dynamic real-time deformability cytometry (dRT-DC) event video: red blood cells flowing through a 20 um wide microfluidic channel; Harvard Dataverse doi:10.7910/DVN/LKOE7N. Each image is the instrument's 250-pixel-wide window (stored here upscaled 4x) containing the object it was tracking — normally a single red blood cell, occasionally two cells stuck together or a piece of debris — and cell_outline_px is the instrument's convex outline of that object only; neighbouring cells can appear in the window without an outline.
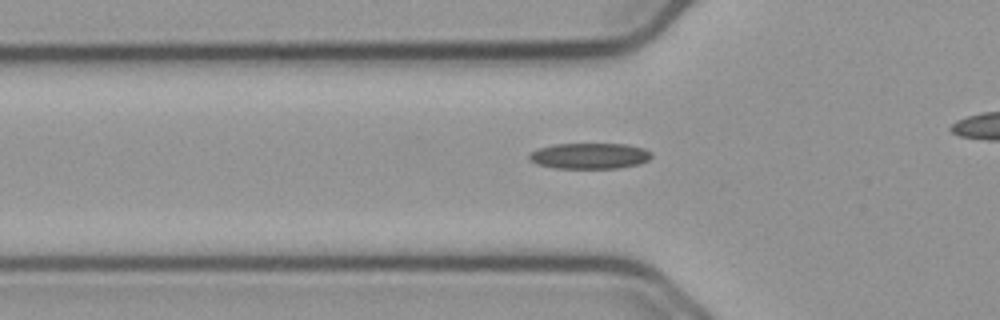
{"species": "common noctule bat (a hibernating species)", "species_latin": "Nyctalus noctula", "temperature_condition": "cold", "stored_images_in_passage": 33, "camera_frame_rate_fps": 3000, "um_per_image_px": 0.085, "animal": {"sex": "male", "body_mass_g": 23.1, "forearm_length_mm": 52.7}, "frame": {"image": 1, "passage_image": 7, "time_ms": 2.0, "image_size_px": [1000, 320], "cell_outline_px": [[652, 156], [648, 160], [640, 164], [620, 168], [556, 168], [536, 164], [528, 156], [532, 152], [540, 148], [552, 144], [624, 144], [644, 148], [652, 152]], "centroid_in_image_um": [50.16, 13.25], "position_along_channel_um": 75.6, "area_um2": 18.38}}
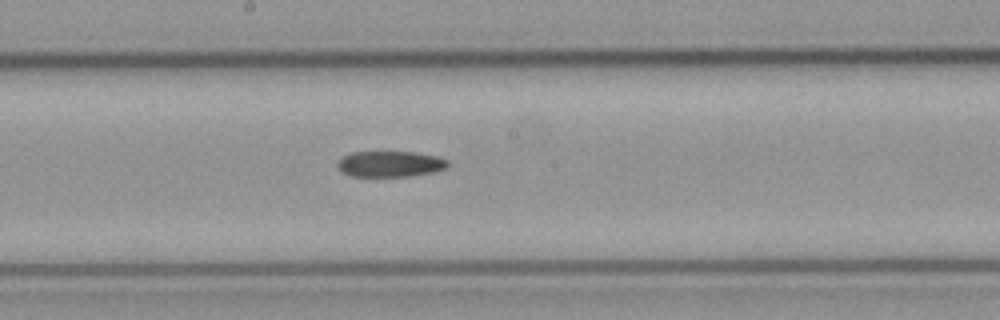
{"frame": {"image": 2, "passage_image": 18, "time_ms": 5.667, "image_size_px": [1000, 320], "cell_outline_px": [[448, 164], [444, 168], [432, 172], [408, 176], [352, 176], [340, 172], [336, 168], [336, 160], [352, 152], [412, 152], [436, 156], [448, 160]], "centroid_in_image_um": [33.07, 13.93], "position_along_channel_um": 215.1, "area_um2": 16.59}}
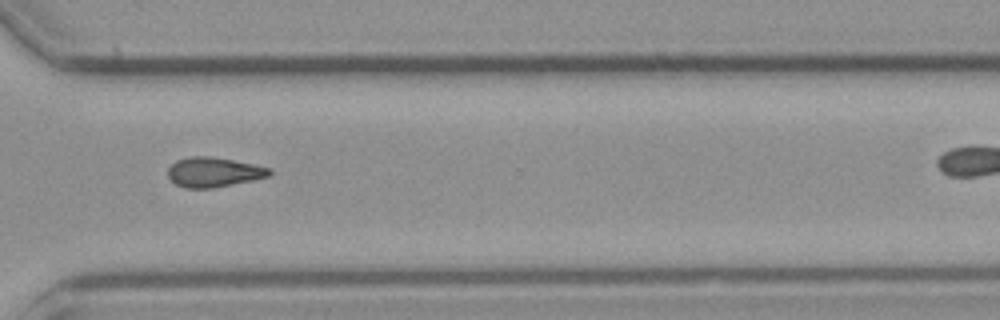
{"frame": {"image": 3, "passage_image": 29, "time_ms": 9.333, "image_size_px": [1000, 320], "cell_outline_px": [[272, 172], [268, 176], [252, 180], [212, 188], [184, 188], [176, 184], [168, 176], [168, 168], [176, 160], [192, 156], [208, 156], [232, 160], [272, 168]], "centroid_in_image_um": [18.15, 14.63], "position_along_channel_um": 352.5, "area_um2": 17.4}}